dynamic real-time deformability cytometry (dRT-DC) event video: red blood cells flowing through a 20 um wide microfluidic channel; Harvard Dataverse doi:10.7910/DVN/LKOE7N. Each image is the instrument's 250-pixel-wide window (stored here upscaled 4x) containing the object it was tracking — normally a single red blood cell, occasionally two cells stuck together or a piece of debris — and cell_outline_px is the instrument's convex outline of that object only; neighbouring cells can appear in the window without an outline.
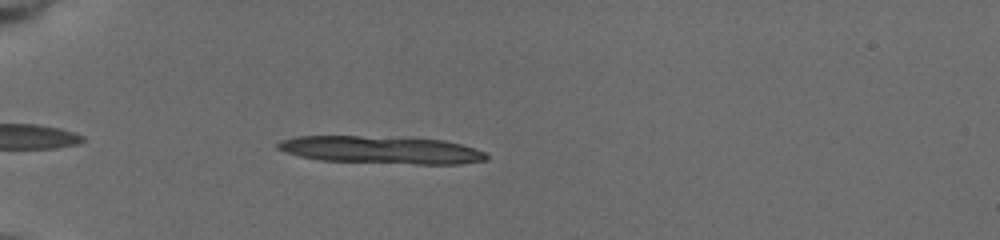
{"species": "common noctule bat (a hibernating species)", "species_latin": "Nyctalus noctula", "temperature_condition": "cold", "stored_images_in_passage": 14, "segment_of_instrument_passage": [1, 2], "camera_frame_rate_fps": 3000, "um_per_image_px": 0.085, "animal": {"sex": "female", "body_mass_g": 19.5, "forearm_length_mm": 54.1}, "frame": {"image": 1, "passage_image": 8, "time_ms": 2.667, "image_size_px": [1000, 240], "cell_outline_px": [[488, 160], [460, 164], [416, 164], [320, 160], [300, 156], [276, 148], [276, 144], [280, 140], [296, 136], [360, 136], [444, 140], [460, 144], [484, 152], [488, 156]], "centroid_in_image_um": [32.39, 12.75], "position_along_channel_um": 52.6, "area_um2": 33.23}}